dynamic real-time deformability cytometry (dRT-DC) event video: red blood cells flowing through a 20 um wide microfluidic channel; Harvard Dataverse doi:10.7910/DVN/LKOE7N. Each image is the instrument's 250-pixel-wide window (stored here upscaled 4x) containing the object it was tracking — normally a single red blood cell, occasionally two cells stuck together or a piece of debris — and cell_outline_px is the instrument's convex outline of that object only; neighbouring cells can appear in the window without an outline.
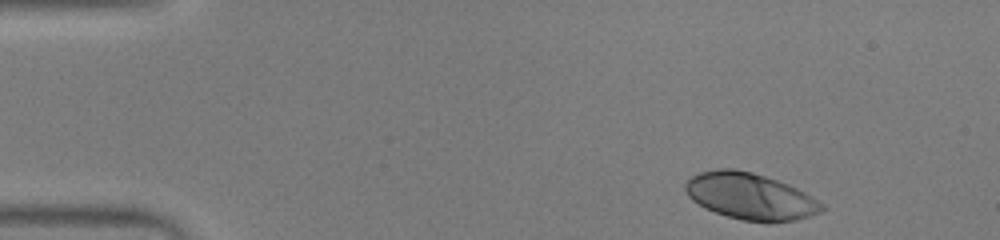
{"species": "human", "species_latin": "Homo sapiens", "temperature_condition": "warm", "stored_images_in_passage": 47, "camera_frame_rate_fps": 3000, "um_per_image_px": 0.085, "donor": {"sex": "male"}, "frame": {"image": 1, "passage_image": 1, "time_ms": 0.0, "image_size_px": [1000, 240], "cell_outline_px": [[824, 208], [820, 212], [796, 220], [768, 224], [764, 224], [744, 220], [728, 216], [704, 208], [692, 200], [688, 196], [684, 188], [684, 184], [688, 176], [700, 172], [716, 168], [732, 168], [752, 172], [788, 184], [812, 196], [824, 204]], "centroid_in_image_um": [63.74, 16.69], "position_along_channel_um": 21.3, "area_um2": 37.4}}
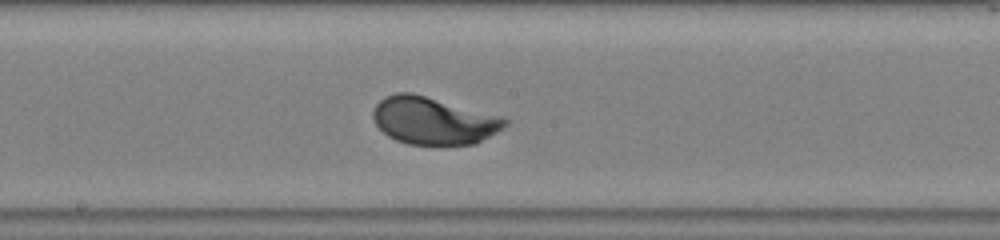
{"frame": {"image": 2, "passage_image": 23, "time_ms": 7.333, "image_size_px": [1000, 240], "cell_outline_px": [[508, 124], [504, 128], [476, 144], [408, 144], [396, 140], [388, 136], [376, 124], [372, 116], [372, 112], [376, 104], [384, 96], [396, 92], [412, 92], [504, 116], [508, 120]], "centroid_in_image_um": [36.87, 10.24], "position_along_channel_um": 211.3, "area_um2": 36.7}}
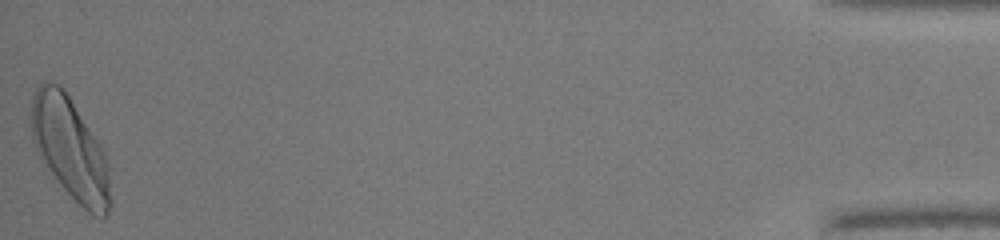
{"frame": {"image": 3, "passage_image": 47, "time_ms": 15.333, "image_size_px": [1000, 240], "cell_outline_px": [[112, 204], [108, 212], [104, 216], [92, 216], [64, 188], [40, 160], [36, 152], [32, 136], [32, 92], [44, 80], [48, 80], [64, 88], [100, 144], [104, 152], [108, 168], [112, 200]], "centroid_in_image_um": [5.96, 12.62], "position_along_channel_um": 429.2, "area_um2": 46.76}, "authors_computed_cell_mechanics": {"area_um2": 36.0094, "velocity_mm_per_s": 3.9088, "shape_relaxation_time_tau1_ms": 1.6647, "shape_relaxation_time_tau2_ms": null, "deformation_change_tau1": 0.1542, "deformation_change_tau2": null}}